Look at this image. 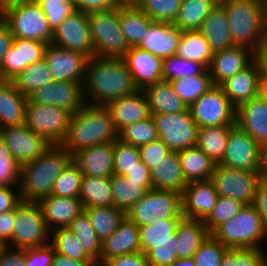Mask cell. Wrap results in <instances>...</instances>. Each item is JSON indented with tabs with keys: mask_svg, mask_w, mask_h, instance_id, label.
<instances>
[{
	"mask_svg": "<svg viewBox=\"0 0 267 266\" xmlns=\"http://www.w3.org/2000/svg\"><path fill=\"white\" fill-rule=\"evenodd\" d=\"M262 5V12L264 15L265 24L267 26V0H260Z\"/></svg>",
	"mask_w": 267,
	"mask_h": 266,
	"instance_id": "09005b40",
	"label": "cell"
},
{
	"mask_svg": "<svg viewBox=\"0 0 267 266\" xmlns=\"http://www.w3.org/2000/svg\"><path fill=\"white\" fill-rule=\"evenodd\" d=\"M177 256L190 258L197 252L202 243L211 234L201 220L182 217L176 226Z\"/></svg>",
	"mask_w": 267,
	"mask_h": 266,
	"instance_id": "836d02e7",
	"label": "cell"
},
{
	"mask_svg": "<svg viewBox=\"0 0 267 266\" xmlns=\"http://www.w3.org/2000/svg\"><path fill=\"white\" fill-rule=\"evenodd\" d=\"M252 205L258 211L263 228L267 233V180H260Z\"/></svg>",
	"mask_w": 267,
	"mask_h": 266,
	"instance_id": "e7e4bbea",
	"label": "cell"
},
{
	"mask_svg": "<svg viewBox=\"0 0 267 266\" xmlns=\"http://www.w3.org/2000/svg\"><path fill=\"white\" fill-rule=\"evenodd\" d=\"M50 233L39 204L22 200L14 210L12 237L6 247L24 250L43 246L50 242Z\"/></svg>",
	"mask_w": 267,
	"mask_h": 266,
	"instance_id": "52a82bcc",
	"label": "cell"
},
{
	"mask_svg": "<svg viewBox=\"0 0 267 266\" xmlns=\"http://www.w3.org/2000/svg\"><path fill=\"white\" fill-rule=\"evenodd\" d=\"M158 138L156 124L151 115L145 120L132 123L121 129L118 132L117 139L124 143L139 147L157 140Z\"/></svg>",
	"mask_w": 267,
	"mask_h": 266,
	"instance_id": "7dc6e473",
	"label": "cell"
},
{
	"mask_svg": "<svg viewBox=\"0 0 267 266\" xmlns=\"http://www.w3.org/2000/svg\"><path fill=\"white\" fill-rule=\"evenodd\" d=\"M135 0H122V2H134Z\"/></svg>",
	"mask_w": 267,
	"mask_h": 266,
	"instance_id": "603ad722",
	"label": "cell"
},
{
	"mask_svg": "<svg viewBox=\"0 0 267 266\" xmlns=\"http://www.w3.org/2000/svg\"><path fill=\"white\" fill-rule=\"evenodd\" d=\"M27 0H0V11L4 14L7 10L18 6Z\"/></svg>",
	"mask_w": 267,
	"mask_h": 266,
	"instance_id": "2a66077c",
	"label": "cell"
},
{
	"mask_svg": "<svg viewBox=\"0 0 267 266\" xmlns=\"http://www.w3.org/2000/svg\"><path fill=\"white\" fill-rule=\"evenodd\" d=\"M230 103L237 108L261 94L260 69L254 60L244 70L237 72L219 85Z\"/></svg>",
	"mask_w": 267,
	"mask_h": 266,
	"instance_id": "603a6c76",
	"label": "cell"
},
{
	"mask_svg": "<svg viewBox=\"0 0 267 266\" xmlns=\"http://www.w3.org/2000/svg\"><path fill=\"white\" fill-rule=\"evenodd\" d=\"M79 198L84 208L114 206L111 177L82 175Z\"/></svg>",
	"mask_w": 267,
	"mask_h": 266,
	"instance_id": "8d00e7d4",
	"label": "cell"
},
{
	"mask_svg": "<svg viewBox=\"0 0 267 266\" xmlns=\"http://www.w3.org/2000/svg\"><path fill=\"white\" fill-rule=\"evenodd\" d=\"M254 60L259 66L261 81H267V39L255 51Z\"/></svg>",
	"mask_w": 267,
	"mask_h": 266,
	"instance_id": "753ad0ef",
	"label": "cell"
},
{
	"mask_svg": "<svg viewBox=\"0 0 267 266\" xmlns=\"http://www.w3.org/2000/svg\"><path fill=\"white\" fill-rule=\"evenodd\" d=\"M25 125L43 136L51 145H60L67 134L71 114L53 105L32 103L26 105Z\"/></svg>",
	"mask_w": 267,
	"mask_h": 266,
	"instance_id": "8fae6325",
	"label": "cell"
},
{
	"mask_svg": "<svg viewBox=\"0 0 267 266\" xmlns=\"http://www.w3.org/2000/svg\"><path fill=\"white\" fill-rule=\"evenodd\" d=\"M189 110L199 128L236 125V108L230 103L219 85H214L199 97L189 107Z\"/></svg>",
	"mask_w": 267,
	"mask_h": 266,
	"instance_id": "4fadbf2b",
	"label": "cell"
},
{
	"mask_svg": "<svg viewBox=\"0 0 267 266\" xmlns=\"http://www.w3.org/2000/svg\"><path fill=\"white\" fill-rule=\"evenodd\" d=\"M80 242L84 251L98 264H100L101 245L89 217L83 211L76 216L68 227Z\"/></svg>",
	"mask_w": 267,
	"mask_h": 266,
	"instance_id": "bcb514c9",
	"label": "cell"
},
{
	"mask_svg": "<svg viewBox=\"0 0 267 266\" xmlns=\"http://www.w3.org/2000/svg\"><path fill=\"white\" fill-rule=\"evenodd\" d=\"M96 264L95 261H79L55 252L52 266H92Z\"/></svg>",
	"mask_w": 267,
	"mask_h": 266,
	"instance_id": "34e18365",
	"label": "cell"
},
{
	"mask_svg": "<svg viewBox=\"0 0 267 266\" xmlns=\"http://www.w3.org/2000/svg\"><path fill=\"white\" fill-rule=\"evenodd\" d=\"M151 114H175L185 112L188 107L173 91L169 82L161 81L143 89Z\"/></svg>",
	"mask_w": 267,
	"mask_h": 266,
	"instance_id": "e575fe53",
	"label": "cell"
},
{
	"mask_svg": "<svg viewBox=\"0 0 267 266\" xmlns=\"http://www.w3.org/2000/svg\"><path fill=\"white\" fill-rule=\"evenodd\" d=\"M37 203L50 232L58 228H68L72 220L84 211L79 197L49 195Z\"/></svg>",
	"mask_w": 267,
	"mask_h": 266,
	"instance_id": "484cf974",
	"label": "cell"
},
{
	"mask_svg": "<svg viewBox=\"0 0 267 266\" xmlns=\"http://www.w3.org/2000/svg\"><path fill=\"white\" fill-rule=\"evenodd\" d=\"M138 252H141L138 226L125 216L118 229L102 242L100 264L114 256Z\"/></svg>",
	"mask_w": 267,
	"mask_h": 266,
	"instance_id": "f1b7e54d",
	"label": "cell"
},
{
	"mask_svg": "<svg viewBox=\"0 0 267 266\" xmlns=\"http://www.w3.org/2000/svg\"><path fill=\"white\" fill-rule=\"evenodd\" d=\"M215 6L211 0H182L177 19L173 24L182 31L199 30Z\"/></svg>",
	"mask_w": 267,
	"mask_h": 266,
	"instance_id": "ee69618b",
	"label": "cell"
},
{
	"mask_svg": "<svg viewBox=\"0 0 267 266\" xmlns=\"http://www.w3.org/2000/svg\"><path fill=\"white\" fill-rule=\"evenodd\" d=\"M124 177L130 181L142 182V185H152L150 169L142 161Z\"/></svg>",
	"mask_w": 267,
	"mask_h": 266,
	"instance_id": "2644e50d",
	"label": "cell"
},
{
	"mask_svg": "<svg viewBox=\"0 0 267 266\" xmlns=\"http://www.w3.org/2000/svg\"><path fill=\"white\" fill-rule=\"evenodd\" d=\"M44 58L54 82L72 81L83 85L89 60L86 55L48 43Z\"/></svg>",
	"mask_w": 267,
	"mask_h": 266,
	"instance_id": "2e32d148",
	"label": "cell"
},
{
	"mask_svg": "<svg viewBox=\"0 0 267 266\" xmlns=\"http://www.w3.org/2000/svg\"><path fill=\"white\" fill-rule=\"evenodd\" d=\"M234 126L223 125L199 128L196 146L215 164H218L224 156L229 133Z\"/></svg>",
	"mask_w": 267,
	"mask_h": 266,
	"instance_id": "ab89813d",
	"label": "cell"
},
{
	"mask_svg": "<svg viewBox=\"0 0 267 266\" xmlns=\"http://www.w3.org/2000/svg\"><path fill=\"white\" fill-rule=\"evenodd\" d=\"M180 220L181 218L163 219L157 216L151 225L138 227L141 252L145 254L159 242L178 240L175 230Z\"/></svg>",
	"mask_w": 267,
	"mask_h": 266,
	"instance_id": "f35d334b",
	"label": "cell"
},
{
	"mask_svg": "<svg viewBox=\"0 0 267 266\" xmlns=\"http://www.w3.org/2000/svg\"><path fill=\"white\" fill-rule=\"evenodd\" d=\"M105 106L110 112L117 132L151 116L147 97L144 91L139 89L132 95L111 100Z\"/></svg>",
	"mask_w": 267,
	"mask_h": 266,
	"instance_id": "cb8c5ba5",
	"label": "cell"
},
{
	"mask_svg": "<svg viewBox=\"0 0 267 266\" xmlns=\"http://www.w3.org/2000/svg\"><path fill=\"white\" fill-rule=\"evenodd\" d=\"M27 101L13 81L0 80V129L25 124Z\"/></svg>",
	"mask_w": 267,
	"mask_h": 266,
	"instance_id": "f546056e",
	"label": "cell"
},
{
	"mask_svg": "<svg viewBox=\"0 0 267 266\" xmlns=\"http://www.w3.org/2000/svg\"><path fill=\"white\" fill-rule=\"evenodd\" d=\"M3 22L14 38L33 39L51 43L54 31L36 1H24L3 14Z\"/></svg>",
	"mask_w": 267,
	"mask_h": 266,
	"instance_id": "ba28073f",
	"label": "cell"
},
{
	"mask_svg": "<svg viewBox=\"0 0 267 266\" xmlns=\"http://www.w3.org/2000/svg\"><path fill=\"white\" fill-rule=\"evenodd\" d=\"M92 266H104L103 264H98V263H96V264H94V265H92Z\"/></svg>",
	"mask_w": 267,
	"mask_h": 266,
	"instance_id": "5803f987",
	"label": "cell"
},
{
	"mask_svg": "<svg viewBox=\"0 0 267 266\" xmlns=\"http://www.w3.org/2000/svg\"><path fill=\"white\" fill-rule=\"evenodd\" d=\"M114 206L125 213L150 189L153 185H142V182L127 180L124 176H111Z\"/></svg>",
	"mask_w": 267,
	"mask_h": 266,
	"instance_id": "60d3db41",
	"label": "cell"
},
{
	"mask_svg": "<svg viewBox=\"0 0 267 266\" xmlns=\"http://www.w3.org/2000/svg\"><path fill=\"white\" fill-rule=\"evenodd\" d=\"M0 266H25L24 250L6 247L0 255Z\"/></svg>",
	"mask_w": 267,
	"mask_h": 266,
	"instance_id": "a7ac6f4b",
	"label": "cell"
},
{
	"mask_svg": "<svg viewBox=\"0 0 267 266\" xmlns=\"http://www.w3.org/2000/svg\"><path fill=\"white\" fill-rule=\"evenodd\" d=\"M3 21V13L0 11V23Z\"/></svg>",
	"mask_w": 267,
	"mask_h": 266,
	"instance_id": "b62a3aed",
	"label": "cell"
},
{
	"mask_svg": "<svg viewBox=\"0 0 267 266\" xmlns=\"http://www.w3.org/2000/svg\"><path fill=\"white\" fill-rule=\"evenodd\" d=\"M177 243L178 240L154 244V247L145 253L150 266H169L178 259Z\"/></svg>",
	"mask_w": 267,
	"mask_h": 266,
	"instance_id": "91938a15",
	"label": "cell"
},
{
	"mask_svg": "<svg viewBox=\"0 0 267 266\" xmlns=\"http://www.w3.org/2000/svg\"><path fill=\"white\" fill-rule=\"evenodd\" d=\"M261 94L267 99V81H261Z\"/></svg>",
	"mask_w": 267,
	"mask_h": 266,
	"instance_id": "979ff035",
	"label": "cell"
},
{
	"mask_svg": "<svg viewBox=\"0 0 267 266\" xmlns=\"http://www.w3.org/2000/svg\"><path fill=\"white\" fill-rule=\"evenodd\" d=\"M206 68L192 60L182 59L176 55L163 59V81L170 82L186 76L202 74Z\"/></svg>",
	"mask_w": 267,
	"mask_h": 266,
	"instance_id": "816d5d0a",
	"label": "cell"
},
{
	"mask_svg": "<svg viewBox=\"0 0 267 266\" xmlns=\"http://www.w3.org/2000/svg\"><path fill=\"white\" fill-rule=\"evenodd\" d=\"M169 83L174 93L183 100L188 108L214 86L208 69L200 75L178 78Z\"/></svg>",
	"mask_w": 267,
	"mask_h": 266,
	"instance_id": "7bdbcfd3",
	"label": "cell"
},
{
	"mask_svg": "<svg viewBox=\"0 0 267 266\" xmlns=\"http://www.w3.org/2000/svg\"><path fill=\"white\" fill-rule=\"evenodd\" d=\"M119 21L129 47H137L154 20L133 2H123L119 6Z\"/></svg>",
	"mask_w": 267,
	"mask_h": 266,
	"instance_id": "d6a6232c",
	"label": "cell"
},
{
	"mask_svg": "<svg viewBox=\"0 0 267 266\" xmlns=\"http://www.w3.org/2000/svg\"><path fill=\"white\" fill-rule=\"evenodd\" d=\"M176 56L202 64L206 69L211 64L213 52L199 30L182 31Z\"/></svg>",
	"mask_w": 267,
	"mask_h": 266,
	"instance_id": "74e56055",
	"label": "cell"
},
{
	"mask_svg": "<svg viewBox=\"0 0 267 266\" xmlns=\"http://www.w3.org/2000/svg\"><path fill=\"white\" fill-rule=\"evenodd\" d=\"M51 43L80 52L89 59L94 57L88 14L76 10L68 16L54 31Z\"/></svg>",
	"mask_w": 267,
	"mask_h": 266,
	"instance_id": "5bb4252c",
	"label": "cell"
},
{
	"mask_svg": "<svg viewBox=\"0 0 267 266\" xmlns=\"http://www.w3.org/2000/svg\"><path fill=\"white\" fill-rule=\"evenodd\" d=\"M50 243L55 252L61 253L79 261H94L83 249L75 234L68 228H58L51 231Z\"/></svg>",
	"mask_w": 267,
	"mask_h": 266,
	"instance_id": "c3c4849f",
	"label": "cell"
},
{
	"mask_svg": "<svg viewBox=\"0 0 267 266\" xmlns=\"http://www.w3.org/2000/svg\"><path fill=\"white\" fill-rule=\"evenodd\" d=\"M215 5H223L227 0H211Z\"/></svg>",
	"mask_w": 267,
	"mask_h": 266,
	"instance_id": "deb4b68c",
	"label": "cell"
},
{
	"mask_svg": "<svg viewBox=\"0 0 267 266\" xmlns=\"http://www.w3.org/2000/svg\"><path fill=\"white\" fill-rule=\"evenodd\" d=\"M28 99L32 103L63 108L71 115L85 104L82 84L72 81H58L44 85L29 95Z\"/></svg>",
	"mask_w": 267,
	"mask_h": 266,
	"instance_id": "ac0fdd59",
	"label": "cell"
},
{
	"mask_svg": "<svg viewBox=\"0 0 267 266\" xmlns=\"http://www.w3.org/2000/svg\"><path fill=\"white\" fill-rule=\"evenodd\" d=\"M77 11L90 13L99 10H108L120 6L122 0H74Z\"/></svg>",
	"mask_w": 267,
	"mask_h": 266,
	"instance_id": "03108f58",
	"label": "cell"
},
{
	"mask_svg": "<svg viewBox=\"0 0 267 266\" xmlns=\"http://www.w3.org/2000/svg\"><path fill=\"white\" fill-rule=\"evenodd\" d=\"M244 205L228 197H218L210 215L203 221L208 231L212 233L223 222L238 214Z\"/></svg>",
	"mask_w": 267,
	"mask_h": 266,
	"instance_id": "11a10c76",
	"label": "cell"
},
{
	"mask_svg": "<svg viewBox=\"0 0 267 266\" xmlns=\"http://www.w3.org/2000/svg\"><path fill=\"white\" fill-rule=\"evenodd\" d=\"M262 248H229L223 255L220 266H266L267 256Z\"/></svg>",
	"mask_w": 267,
	"mask_h": 266,
	"instance_id": "db71d44e",
	"label": "cell"
},
{
	"mask_svg": "<svg viewBox=\"0 0 267 266\" xmlns=\"http://www.w3.org/2000/svg\"><path fill=\"white\" fill-rule=\"evenodd\" d=\"M182 0H135L133 3L152 20L174 23Z\"/></svg>",
	"mask_w": 267,
	"mask_h": 266,
	"instance_id": "681fc988",
	"label": "cell"
},
{
	"mask_svg": "<svg viewBox=\"0 0 267 266\" xmlns=\"http://www.w3.org/2000/svg\"><path fill=\"white\" fill-rule=\"evenodd\" d=\"M114 174L125 176L141 162L138 147L119 139L113 142Z\"/></svg>",
	"mask_w": 267,
	"mask_h": 266,
	"instance_id": "f5cc1de1",
	"label": "cell"
},
{
	"mask_svg": "<svg viewBox=\"0 0 267 266\" xmlns=\"http://www.w3.org/2000/svg\"><path fill=\"white\" fill-rule=\"evenodd\" d=\"M153 189L172 190L180 194L187 186L180 166L178 152H171L150 170Z\"/></svg>",
	"mask_w": 267,
	"mask_h": 266,
	"instance_id": "1f68e13d",
	"label": "cell"
},
{
	"mask_svg": "<svg viewBox=\"0 0 267 266\" xmlns=\"http://www.w3.org/2000/svg\"><path fill=\"white\" fill-rule=\"evenodd\" d=\"M169 266H196L193 257L190 258H178Z\"/></svg>",
	"mask_w": 267,
	"mask_h": 266,
	"instance_id": "b9fcfbb0",
	"label": "cell"
},
{
	"mask_svg": "<svg viewBox=\"0 0 267 266\" xmlns=\"http://www.w3.org/2000/svg\"><path fill=\"white\" fill-rule=\"evenodd\" d=\"M71 160L72 155L61 145H52L38 158L21 165V199L38 202L49 196L56 178Z\"/></svg>",
	"mask_w": 267,
	"mask_h": 266,
	"instance_id": "3957f363",
	"label": "cell"
},
{
	"mask_svg": "<svg viewBox=\"0 0 267 266\" xmlns=\"http://www.w3.org/2000/svg\"><path fill=\"white\" fill-rule=\"evenodd\" d=\"M82 87L85 103L103 106L138 90L123 59L101 57L88 60Z\"/></svg>",
	"mask_w": 267,
	"mask_h": 266,
	"instance_id": "6da1fadb",
	"label": "cell"
},
{
	"mask_svg": "<svg viewBox=\"0 0 267 266\" xmlns=\"http://www.w3.org/2000/svg\"><path fill=\"white\" fill-rule=\"evenodd\" d=\"M83 175L111 177L114 174L113 142L96 144L72 156Z\"/></svg>",
	"mask_w": 267,
	"mask_h": 266,
	"instance_id": "4316f807",
	"label": "cell"
},
{
	"mask_svg": "<svg viewBox=\"0 0 267 266\" xmlns=\"http://www.w3.org/2000/svg\"><path fill=\"white\" fill-rule=\"evenodd\" d=\"M259 147L247 132L235 125L230 130L224 156L218 164L234 169L258 171Z\"/></svg>",
	"mask_w": 267,
	"mask_h": 266,
	"instance_id": "e0dca14e",
	"label": "cell"
},
{
	"mask_svg": "<svg viewBox=\"0 0 267 266\" xmlns=\"http://www.w3.org/2000/svg\"><path fill=\"white\" fill-rule=\"evenodd\" d=\"M55 249L49 242L46 245L24 249L25 266H52Z\"/></svg>",
	"mask_w": 267,
	"mask_h": 266,
	"instance_id": "6125c7cd",
	"label": "cell"
},
{
	"mask_svg": "<svg viewBox=\"0 0 267 266\" xmlns=\"http://www.w3.org/2000/svg\"><path fill=\"white\" fill-rule=\"evenodd\" d=\"M211 234L232 249L261 248V241L267 237L261 217L253 205H244L238 214L223 222Z\"/></svg>",
	"mask_w": 267,
	"mask_h": 266,
	"instance_id": "5b68a950",
	"label": "cell"
},
{
	"mask_svg": "<svg viewBox=\"0 0 267 266\" xmlns=\"http://www.w3.org/2000/svg\"><path fill=\"white\" fill-rule=\"evenodd\" d=\"M259 175L261 179L267 180V141L259 147Z\"/></svg>",
	"mask_w": 267,
	"mask_h": 266,
	"instance_id": "11e5206c",
	"label": "cell"
},
{
	"mask_svg": "<svg viewBox=\"0 0 267 266\" xmlns=\"http://www.w3.org/2000/svg\"><path fill=\"white\" fill-rule=\"evenodd\" d=\"M94 57L123 59L129 51L121 31L119 6L88 13Z\"/></svg>",
	"mask_w": 267,
	"mask_h": 266,
	"instance_id": "8992f818",
	"label": "cell"
},
{
	"mask_svg": "<svg viewBox=\"0 0 267 266\" xmlns=\"http://www.w3.org/2000/svg\"><path fill=\"white\" fill-rule=\"evenodd\" d=\"M12 81L17 90L27 97L36 89L54 82L45 58L30 64Z\"/></svg>",
	"mask_w": 267,
	"mask_h": 266,
	"instance_id": "f6af8a7d",
	"label": "cell"
},
{
	"mask_svg": "<svg viewBox=\"0 0 267 266\" xmlns=\"http://www.w3.org/2000/svg\"><path fill=\"white\" fill-rule=\"evenodd\" d=\"M228 249L210 234L193 256L195 265L220 266L223 255Z\"/></svg>",
	"mask_w": 267,
	"mask_h": 266,
	"instance_id": "6f0895ef",
	"label": "cell"
},
{
	"mask_svg": "<svg viewBox=\"0 0 267 266\" xmlns=\"http://www.w3.org/2000/svg\"><path fill=\"white\" fill-rule=\"evenodd\" d=\"M158 137L172 151L178 152L196 146L199 127L193 120L189 108L175 114H151Z\"/></svg>",
	"mask_w": 267,
	"mask_h": 266,
	"instance_id": "7c38bea8",
	"label": "cell"
},
{
	"mask_svg": "<svg viewBox=\"0 0 267 266\" xmlns=\"http://www.w3.org/2000/svg\"><path fill=\"white\" fill-rule=\"evenodd\" d=\"M5 248H6V245H5L2 241H0V255H1L2 251H3Z\"/></svg>",
	"mask_w": 267,
	"mask_h": 266,
	"instance_id": "67dfc351",
	"label": "cell"
},
{
	"mask_svg": "<svg viewBox=\"0 0 267 266\" xmlns=\"http://www.w3.org/2000/svg\"><path fill=\"white\" fill-rule=\"evenodd\" d=\"M123 60L137 89L163 81V59L149 51L130 47Z\"/></svg>",
	"mask_w": 267,
	"mask_h": 266,
	"instance_id": "ffe728a7",
	"label": "cell"
},
{
	"mask_svg": "<svg viewBox=\"0 0 267 266\" xmlns=\"http://www.w3.org/2000/svg\"><path fill=\"white\" fill-rule=\"evenodd\" d=\"M182 195V216L204 221L212 212L218 194L209 180L190 182Z\"/></svg>",
	"mask_w": 267,
	"mask_h": 266,
	"instance_id": "44dd1931",
	"label": "cell"
},
{
	"mask_svg": "<svg viewBox=\"0 0 267 266\" xmlns=\"http://www.w3.org/2000/svg\"><path fill=\"white\" fill-rule=\"evenodd\" d=\"M229 22L230 35L234 45L256 51L267 39L260 0H227L222 5Z\"/></svg>",
	"mask_w": 267,
	"mask_h": 266,
	"instance_id": "277c9868",
	"label": "cell"
},
{
	"mask_svg": "<svg viewBox=\"0 0 267 266\" xmlns=\"http://www.w3.org/2000/svg\"><path fill=\"white\" fill-rule=\"evenodd\" d=\"M199 31L207 40L213 53L234 46L230 35L227 14L222 5H216L209 12Z\"/></svg>",
	"mask_w": 267,
	"mask_h": 266,
	"instance_id": "4dcf8cb0",
	"label": "cell"
},
{
	"mask_svg": "<svg viewBox=\"0 0 267 266\" xmlns=\"http://www.w3.org/2000/svg\"><path fill=\"white\" fill-rule=\"evenodd\" d=\"M104 266H150L142 252L114 256L103 263Z\"/></svg>",
	"mask_w": 267,
	"mask_h": 266,
	"instance_id": "003e7915",
	"label": "cell"
},
{
	"mask_svg": "<svg viewBox=\"0 0 267 266\" xmlns=\"http://www.w3.org/2000/svg\"><path fill=\"white\" fill-rule=\"evenodd\" d=\"M118 138L106 106L85 103L70 116L67 134L60 144L70 155L96 144L114 142Z\"/></svg>",
	"mask_w": 267,
	"mask_h": 266,
	"instance_id": "7a4b0ae2",
	"label": "cell"
},
{
	"mask_svg": "<svg viewBox=\"0 0 267 266\" xmlns=\"http://www.w3.org/2000/svg\"><path fill=\"white\" fill-rule=\"evenodd\" d=\"M13 187L11 185H0V213L15 210L16 206L22 201L20 190H18L20 188L15 191V187Z\"/></svg>",
	"mask_w": 267,
	"mask_h": 266,
	"instance_id": "be15d7a7",
	"label": "cell"
},
{
	"mask_svg": "<svg viewBox=\"0 0 267 266\" xmlns=\"http://www.w3.org/2000/svg\"><path fill=\"white\" fill-rule=\"evenodd\" d=\"M53 31L76 11L74 0H37Z\"/></svg>",
	"mask_w": 267,
	"mask_h": 266,
	"instance_id": "9f6ffc18",
	"label": "cell"
},
{
	"mask_svg": "<svg viewBox=\"0 0 267 266\" xmlns=\"http://www.w3.org/2000/svg\"><path fill=\"white\" fill-rule=\"evenodd\" d=\"M82 172L71 160L56 178L51 194L60 197H79Z\"/></svg>",
	"mask_w": 267,
	"mask_h": 266,
	"instance_id": "f907efd6",
	"label": "cell"
},
{
	"mask_svg": "<svg viewBox=\"0 0 267 266\" xmlns=\"http://www.w3.org/2000/svg\"><path fill=\"white\" fill-rule=\"evenodd\" d=\"M0 137L4 140L9 153L20 166L38 158L52 146L43 136L31 130L25 124L0 129Z\"/></svg>",
	"mask_w": 267,
	"mask_h": 266,
	"instance_id": "9a60e30c",
	"label": "cell"
},
{
	"mask_svg": "<svg viewBox=\"0 0 267 266\" xmlns=\"http://www.w3.org/2000/svg\"><path fill=\"white\" fill-rule=\"evenodd\" d=\"M210 180L218 197L233 198L243 205H252L261 177L258 171L234 169L216 164Z\"/></svg>",
	"mask_w": 267,
	"mask_h": 266,
	"instance_id": "30bf717a",
	"label": "cell"
},
{
	"mask_svg": "<svg viewBox=\"0 0 267 266\" xmlns=\"http://www.w3.org/2000/svg\"><path fill=\"white\" fill-rule=\"evenodd\" d=\"M182 30L172 23L153 21L138 48L162 59L175 55Z\"/></svg>",
	"mask_w": 267,
	"mask_h": 266,
	"instance_id": "83f0119b",
	"label": "cell"
},
{
	"mask_svg": "<svg viewBox=\"0 0 267 266\" xmlns=\"http://www.w3.org/2000/svg\"><path fill=\"white\" fill-rule=\"evenodd\" d=\"M14 222V210L0 213V241L7 245L11 241Z\"/></svg>",
	"mask_w": 267,
	"mask_h": 266,
	"instance_id": "89a4df30",
	"label": "cell"
},
{
	"mask_svg": "<svg viewBox=\"0 0 267 266\" xmlns=\"http://www.w3.org/2000/svg\"><path fill=\"white\" fill-rule=\"evenodd\" d=\"M178 157L187 183L211 179L216 164L197 146L178 151Z\"/></svg>",
	"mask_w": 267,
	"mask_h": 266,
	"instance_id": "d590c367",
	"label": "cell"
},
{
	"mask_svg": "<svg viewBox=\"0 0 267 266\" xmlns=\"http://www.w3.org/2000/svg\"><path fill=\"white\" fill-rule=\"evenodd\" d=\"M235 124L259 145L267 141V99L260 94L236 108Z\"/></svg>",
	"mask_w": 267,
	"mask_h": 266,
	"instance_id": "d4e9b609",
	"label": "cell"
},
{
	"mask_svg": "<svg viewBox=\"0 0 267 266\" xmlns=\"http://www.w3.org/2000/svg\"><path fill=\"white\" fill-rule=\"evenodd\" d=\"M141 161L151 170L156 163L167 157L172 151L158 138L138 147Z\"/></svg>",
	"mask_w": 267,
	"mask_h": 266,
	"instance_id": "94428289",
	"label": "cell"
},
{
	"mask_svg": "<svg viewBox=\"0 0 267 266\" xmlns=\"http://www.w3.org/2000/svg\"><path fill=\"white\" fill-rule=\"evenodd\" d=\"M20 174L21 166L14 160L0 137V185L20 187Z\"/></svg>",
	"mask_w": 267,
	"mask_h": 266,
	"instance_id": "680465c9",
	"label": "cell"
},
{
	"mask_svg": "<svg viewBox=\"0 0 267 266\" xmlns=\"http://www.w3.org/2000/svg\"><path fill=\"white\" fill-rule=\"evenodd\" d=\"M14 36L9 27L2 21L0 23V65L8 50L12 47Z\"/></svg>",
	"mask_w": 267,
	"mask_h": 266,
	"instance_id": "8c879c8a",
	"label": "cell"
},
{
	"mask_svg": "<svg viewBox=\"0 0 267 266\" xmlns=\"http://www.w3.org/2000/svg\"><path fill=\"white\" fill-rule=\"evenodd\" d=\"M138 227L151 225L154 218H182V195L172 190L150 189L127 212Z\"/></svg>",
	"mask_w": 267,
	"mask_h": 266,
	"instance_id": "9c48e42d",
	"label": "cell"
},
{
	"mask_svg": "<svg viewBox=\"0 0 267 266\" xmlns=\"http://www.w3.org/2000/svg\"><path fill=\"white\" fill-rule=\"evenodd\" d=\"M47 43L33 39L14 38L0 65V80L12 81L30 64L44 58Z\"/></svg>",
	"mask_w": 267,
	"mask_h": 266,
	"instance_id": "d6986e66",
	"label": "cell"
},
{
	"mask_svg": "<svg viewBox=\"0 0 267 266\" xmlns=\"http://www.w3.org/2000/svg\"><path fill=\"white\" fill-rule=\"evenodd\" d=\"M254 59L255 52L244 46L234 45L213 53L211 64L208 67L213 84L220 85L226 79L248 67Z\"/></svg>",
	"mask_w": 267,
	"mask_h": 266,
	"instance_id": "7402d4cb",
	"label": "cell"
},
{
	"mask_svg": "<svg viewBox=\"0 0 267 266\" xmlns=\"http://www.w3.org/2000/svg\"><path fill=\"white\" fill-rule=\"evenodd\" d=\"M84 212L89 217L90 223L101 243L118 229L120 222L126 216L123 210L115 206L88 207L84 208Z\"/></svg>",
	"mask_w": 267,
	"mask_h": 266,
	"instance_id": "b9f144b4",
	"label": "cell"
}]
</instances>
